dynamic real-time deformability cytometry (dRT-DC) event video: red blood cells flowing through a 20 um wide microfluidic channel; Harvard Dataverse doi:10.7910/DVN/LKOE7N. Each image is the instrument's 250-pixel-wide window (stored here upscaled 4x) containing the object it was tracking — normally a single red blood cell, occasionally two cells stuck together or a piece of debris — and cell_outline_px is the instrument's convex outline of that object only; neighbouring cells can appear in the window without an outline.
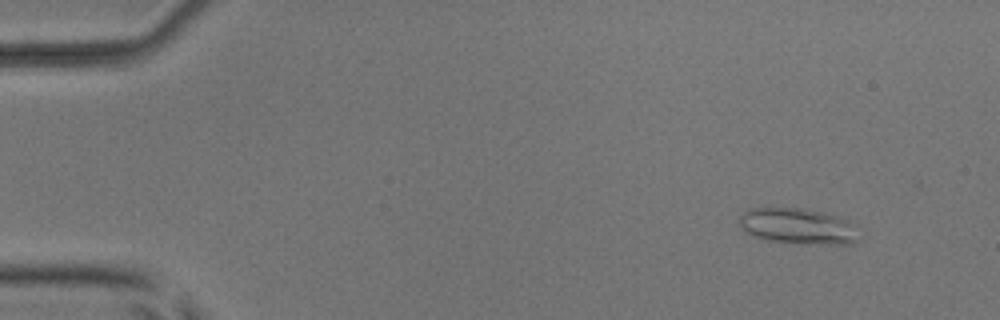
{"species": "common noctule bat (a hibernating species)", "species_latin": "Nyctalus noctula", "temperature_condition": "room temperature", "stored_images_in_passage": 4, "camera_frame_rate_fps": 3000, "um_per_image_px": 0.085, "animal": {"sex": "male", "body_mass_g": 17.9, "forearm_length_mm": 54.2}, "frame": {"image": 1, "passage_image": 1, "time_ms": 0.0, "image_size_px": [1000, 320], "cell_outline_px": [[860, 240], [856, 244], [828, 244], [768, 240], [752, 236], [740, 228], [740, 216], [748, 208], [804, 208], [824, 212], [836, 216], [844, 220], [848, 224]], "centroid_in_image_um": [67.75, 19.22], "position_along_channel_um": 17.2, "area_um2": 24.45}}